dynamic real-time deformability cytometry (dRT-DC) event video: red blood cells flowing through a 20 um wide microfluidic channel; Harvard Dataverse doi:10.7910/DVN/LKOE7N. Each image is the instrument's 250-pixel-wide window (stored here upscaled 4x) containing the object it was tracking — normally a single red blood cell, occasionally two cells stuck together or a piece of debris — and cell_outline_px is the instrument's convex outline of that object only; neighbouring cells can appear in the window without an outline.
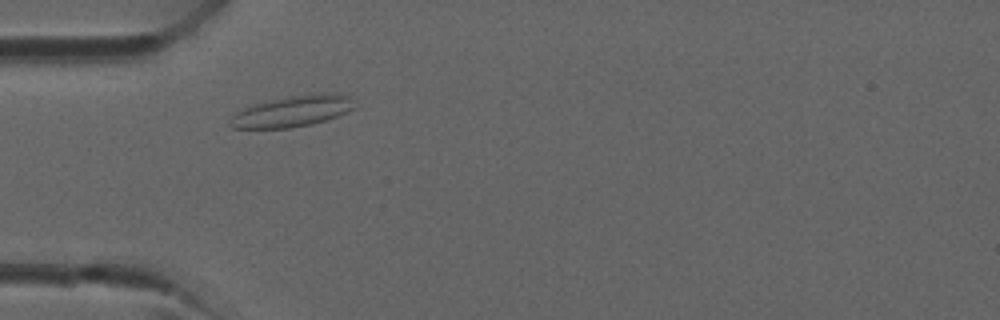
{"species": "common noctule bat (a hibernating species)", "species_latin": "Nyctalus noctula", "temperature_condition": "room temperature", "stored_images_in_passage": 34, "camera_frame_rate_fps": 3000, "um_per_image_px": 0.085, "animal": {"sex": "male", "forearm_length_mm": 52.5}, "frame": {"image": 1, "passage_image": 6, "time_ms": 1.667, "image_size_px": [1000, 320], "cell_outline_px": [[356, 108], [348, 112], [312, 124], [288, 128], [232, 128], [228, 124], [228, 120], [236, 112], [244, 108], [268, 100], [288, 96], [320, 92], [336, 92], [356, 96]], "centroid_in_image_um": [24.96, 9.42], "position_along_channel_um": 60.0, "area_um2": 23.12}}
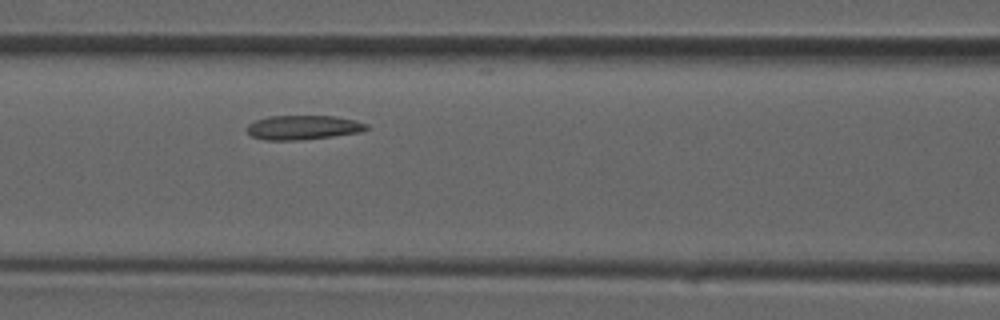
{"frame": {"image": 2, "passage_image": 11, "time_ms": 3.333, "image_size_px": [1000, 320], "cell_outline_px": [[368, 128], [360, 132], [332, 136], [300, 140], [264, 140], [252, 136], [248, 132], [248, 124], [256, 120], [268, 116], [336, 116], [356, 120], [368, 124]], "centroid_in_image_um": [25.78, 10.83], "position_along_channel_um": 140.8, "area_um2": 16.88}}
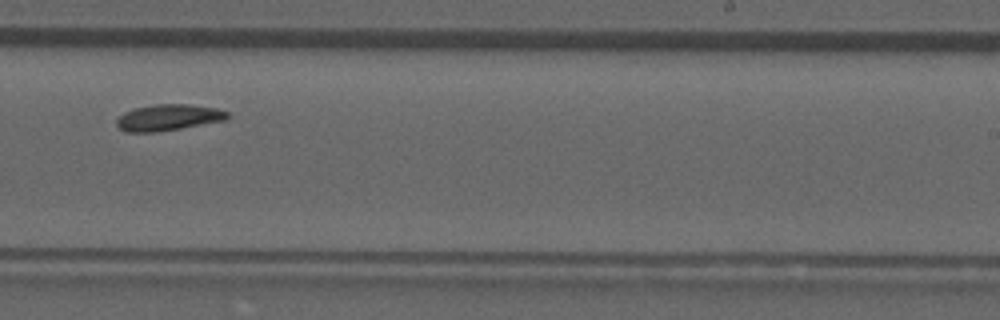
{"frame": {"image": 3, "passage_image": 19, "time_ms": 6.0, "image_size_px": [1000, 320], "cell_outline_px": [[232, 116], [224, 120], [180, 128], [156, 132], [128, 132], [120, 128], [116, 124], [116, 120], [124, 112], [132, 108], [152, 104], [188, 104], [216, 108], [228, 112]], "centroid_in_image_um": [14.29, 9.97], "position_along_channel_um": 274.7, "area_um2": 16.94}}